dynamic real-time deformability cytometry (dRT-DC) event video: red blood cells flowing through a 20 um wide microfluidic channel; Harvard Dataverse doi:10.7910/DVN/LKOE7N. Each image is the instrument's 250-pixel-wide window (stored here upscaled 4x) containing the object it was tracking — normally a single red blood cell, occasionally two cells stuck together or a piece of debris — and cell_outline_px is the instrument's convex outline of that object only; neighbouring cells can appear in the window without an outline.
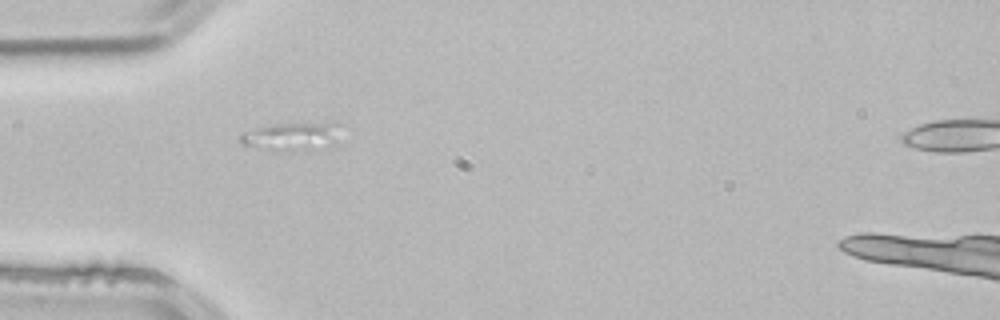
{"species": "common noctule bat (a hibernating species)", "species_latin": "Nyctalus noctula", "temperature_condition": "room temperature", "stored_images_in_passage": 3, "camera_frame_rate_fps": 3000, "um_per_image_px": 0.085, "animal": {"sex": "male", "body_mass_g": 21.5, "forearm_length_mm": 52.0}, "frame": {"image": 1, "passage_image": 2, "time_ms": 0.333, "image_size_px": [1000, 320], "cell_outline_px": [[344, 124], [336, 144], [308, 148], [244, 148], [240, 140], [240, 136], [244, 132], [276, 124]], "centroid_in_image_um": [24.83, 11.57], "position_along_channel_um": 60.2, "area_um2": 15.49}}